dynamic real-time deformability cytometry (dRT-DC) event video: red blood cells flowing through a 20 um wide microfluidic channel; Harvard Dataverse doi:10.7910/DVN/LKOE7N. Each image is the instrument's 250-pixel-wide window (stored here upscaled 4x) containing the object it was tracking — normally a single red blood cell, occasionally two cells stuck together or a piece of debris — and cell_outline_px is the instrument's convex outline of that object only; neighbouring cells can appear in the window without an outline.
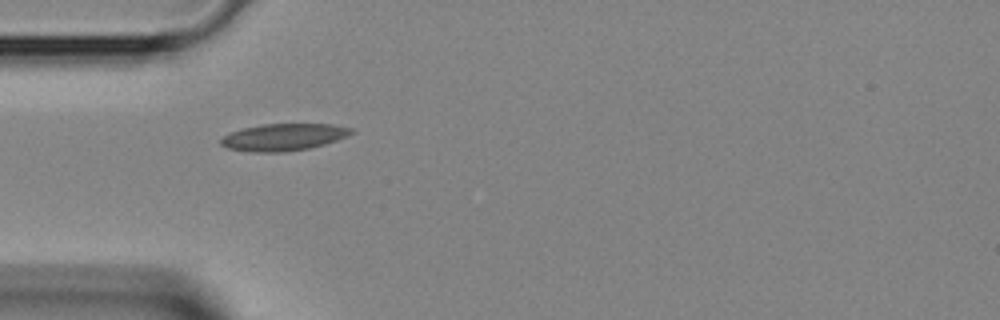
{"species": "Egyptian fruit bat (a non-hibernating species)", "species_latin": "Rousettus aegyptiacus", "temperature_condition": "room temperature", "stored_images_in_passage": 31, "camera_frame_rate_fps": 3000, "um_per_image_px": 0.085, "animal": {"sex": "female"}, "frame": {"image": 1, "passage_image": 1, "time_ms": 0.0, "image_size_px": [1000, 320], "cell_outline_px": [[356, 132], [348, 136], [324, 144], [308, 148], [280, 152], [252, 152], [228, 148], [220, 144], [220, 140], [224, 136], [232, 132], [244, 128], [260, 124], [332, 124], [356, 128]], "centroid_in_image_um": [24.16, 11.64], "position_along_channel_um": 60.8, "area_um2": 20.52}}
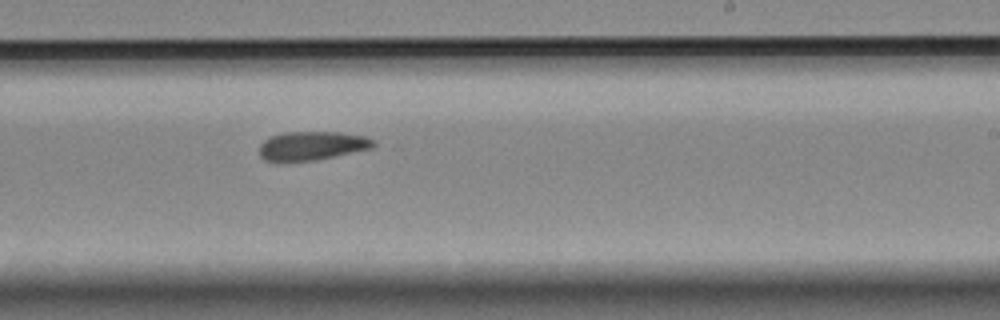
{"frame": {"image": 2, "passage_image": 14, "time_ms": 4.333, "image_size_px": [1000, 320], "cell_outline_px": [[376, 144], [372, 148], [316, 160], [276, 164], [264, 160], [260, 156], [260, 144], [264, 140], [272, 136], [284, 132], [340, 132], [364, 136], [376, 140]], "centroid_in_image_um": [26.47, 12.42], "position_along_channel_um": 262.5, "area_um2": 19.65}}
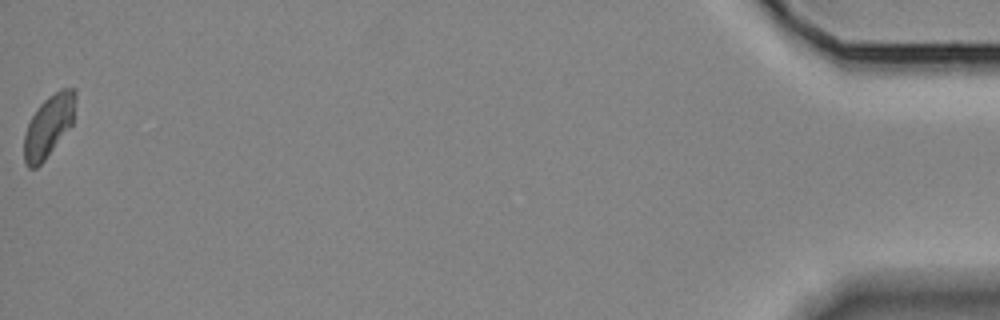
{"frame": {"image": 3, "passage_image": 31, "time_ms": 10.0, "image_size_px": [1000, 320], "cell_outline_px": [[76, 100], [72, 124], [44, 160], [36, 168], [28, 168], [24, 160], [24, 136], [28, 124], [32, 116], [40, 104], [48, 96], [60, 88], [76, 88]], "centroid_in_image_um": [4.14, 10.67], "position_along_channel_um": 431.1, "area_um2": 18.38}}